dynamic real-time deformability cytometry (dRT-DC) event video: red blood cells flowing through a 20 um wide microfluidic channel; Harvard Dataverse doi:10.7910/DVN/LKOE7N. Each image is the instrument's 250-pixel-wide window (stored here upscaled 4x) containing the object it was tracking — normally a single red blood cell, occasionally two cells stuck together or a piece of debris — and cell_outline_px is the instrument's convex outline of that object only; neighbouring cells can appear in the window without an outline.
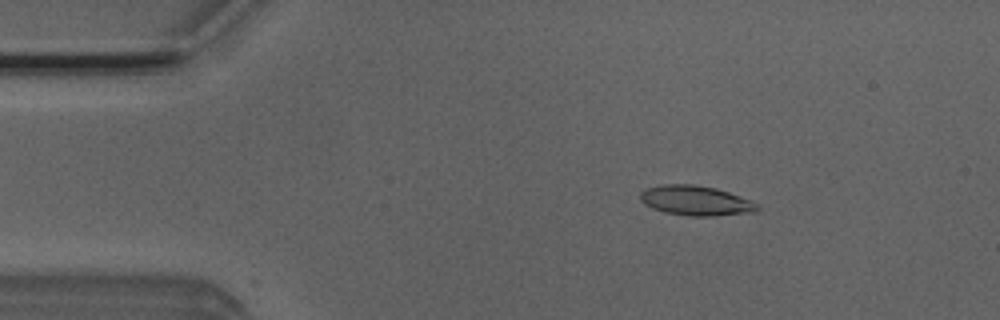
{"species": "Egyptian fruit bat (a non-hibernating species)", "species_latin": "Rousettus aegyptiacus", "temperature_condition": "room temperature", "stored_images_in_passage": 9, "camera_frame_rate_fps": 3000, "um_per_image_px": 0.085, "animal": {"sex": "male"}, "frame": {"image": 1, "passage_image": 8, "time_ms": 2.333, "image_size_px": [1000, 320], "cell_outline_px": [[760, 208], [756, 212], [712, 216], [688, 216], [664, 212], [652, 208], [644, 204], [640, 200], [640, 192], [644, 188], [660, 184], [692, 184], [716, 188], [752, 200], [760, 204]], "centroid_in_image_um": [59.14, 17.05], "position_along_channel_um": 25.9, "area_um2": 20.69}}